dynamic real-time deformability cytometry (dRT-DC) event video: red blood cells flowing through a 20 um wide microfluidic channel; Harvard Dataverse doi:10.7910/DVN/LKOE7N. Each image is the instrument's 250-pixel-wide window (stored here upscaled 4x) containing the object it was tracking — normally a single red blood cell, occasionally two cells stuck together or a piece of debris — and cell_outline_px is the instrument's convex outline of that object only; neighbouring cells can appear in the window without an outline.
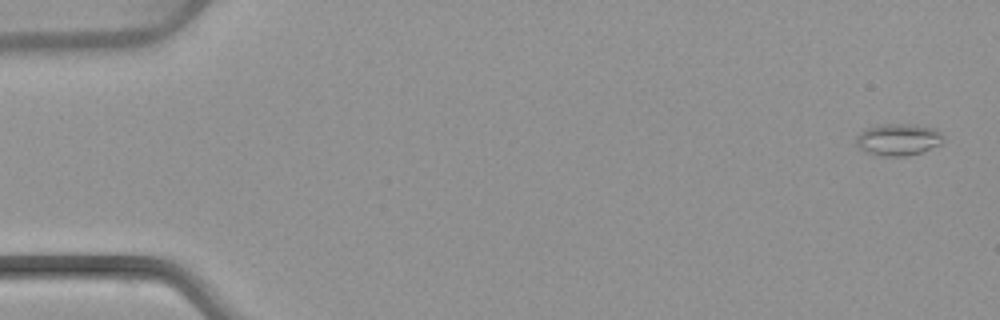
{"species": "common noctule bat (a hibernating species)", "species_latin": "Nyctalus noctula", "temperature_condition": "warm", "stored_images_in_passage": 4, "camera_frame_rate_fps": 3000, "um_per_image_px": 0.085, "animal": {"sex": "female", "body_mass_g": 22.7, "forearm_length_mm": 54.2}, "frame": {"image": 1, "passage_image": 1, "time_ms": 0.0, "image_size_px": [1000, 320], "cell_outline_px": [[944, 140], [940, 144], [924, 152], [904, 156], [876, 156], [864, 152], [856, 144], [856, 136], [864, 128], [880, 124], [916, 124], [936, 128], [944, 136]], "centroid_in_image_um": [76.35, 11.86], "position_along_channel_um": 8.7, "area_um2": 16.65}}